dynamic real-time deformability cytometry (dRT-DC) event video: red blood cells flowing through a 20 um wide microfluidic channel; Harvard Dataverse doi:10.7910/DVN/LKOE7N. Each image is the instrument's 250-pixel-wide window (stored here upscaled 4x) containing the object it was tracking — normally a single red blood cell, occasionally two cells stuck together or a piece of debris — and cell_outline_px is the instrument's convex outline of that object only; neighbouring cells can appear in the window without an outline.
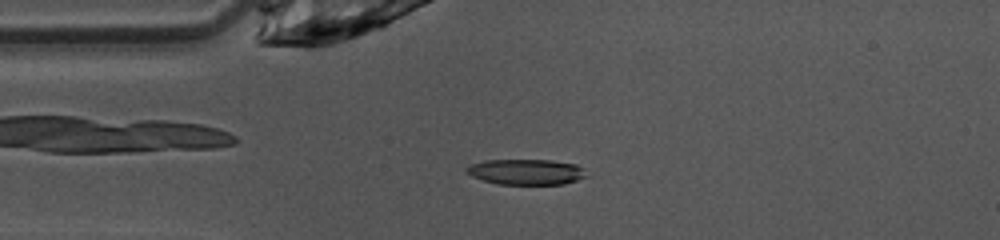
{"species": "common noctule bat (a hibernating species)", "species_latin": "Nyctalus noctula", "temperature_condition": "warm", "stored_images_in_passage": 41, "camera_frame_rate_fps": 3000, "um_per_image_px": 0.085, "animal": {"sex": "female", "body_mass_g": 10.0, "forearm_length_mm": 53.1}, "frame": {"image": 1, "passage_image": 4, "time_ms": 1.0, "image_size_px": [1000, 240], "cell_outline_px": [[588, 176], [564, 184], [496, 184], [472, 176], [464, 168], [468, 164], [484, 160], [552, 160], [576, 164], [584, 168]], "centroid_in_image_um": [44.73, 14.6], "position_along_channel_um": 40.3, "area_um2": 17.98}}
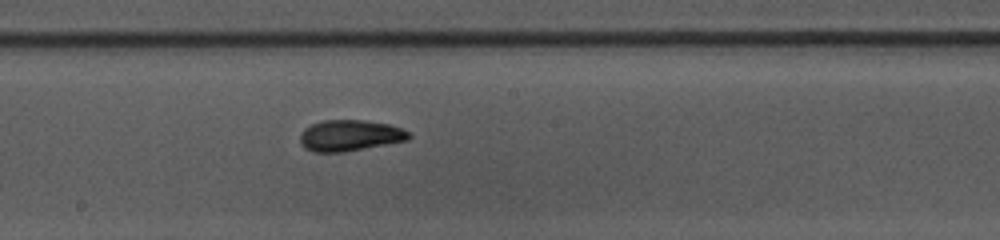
{"frame": {"image": 2, "passage_image": 18, "time_ms": 5.667, "image_size_px": [1000, 240], "cell_outline_px": [[412, 136], [408, 140], [344, 152], [312, 152], [304, 148], [300, 140], [300, 136], [304, 128], [312, 124], [324, 120], [368, 120], [392, 124], [412, 132]], "centroid_in_image_um": [29.79, 11.51], "position_along_channel_um": 218.4, "area_um2": 20.0}}
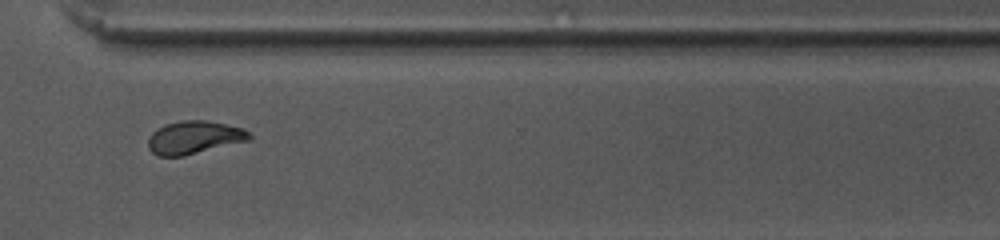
{"frame": {"image": 3, "passage_image": 28, "time_ms": 9.0, "image_size_px": [1000, 240], "cell_outline_px": [[252, 140], [184, 156], [160, 156], [152, 152], [148, 148], [148, 136], [156, 128], [180, 120], [208, 120], [244, 128], [252, 136]], "centroid_in_image_um": [16.53, 11.68], "position_along_channel_um": 354.1, "area_um2": 19.71}, "authors_computed_cell_mechanics": {"area_um2": 19.3052, "velocity_mm_per_s": 4.0879, "shape_relaxation_time_tau1_ms": 4.618, "shape_relaxation_time_tau2_ms": 1.8282, "deformation_change_tau1": 0.1639, "deformation_change_tau2": 0.0653}}